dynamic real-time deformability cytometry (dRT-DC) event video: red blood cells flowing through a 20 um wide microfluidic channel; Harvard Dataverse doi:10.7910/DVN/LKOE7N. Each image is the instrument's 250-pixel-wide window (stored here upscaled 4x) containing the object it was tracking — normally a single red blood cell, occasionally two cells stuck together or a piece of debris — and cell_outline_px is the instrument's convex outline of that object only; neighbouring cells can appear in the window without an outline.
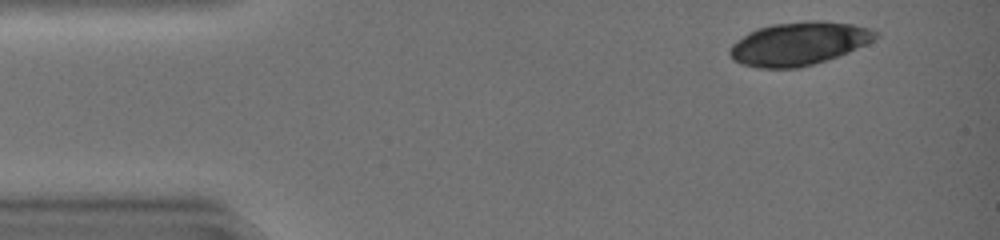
{"species": "common noctule bat (a hibernating species)", "species_latin": "Nyctalus noctula", "temperature_condition": "warm", "stored_images_in_passage": 42, "camera_frame_rate_fps": 3000, "um_per_image_px": 0.085, "animal": {"sex": "female", "body_mass_g": 19.0, "forearm_length_mm": 51.5}, "frame": {"image": 1, "passage_image": 1, "time_ms": 0.0, "image_size_px": [1000, 240], "cell_outline_px": [[880, 36], [848, 52], [800, 68], [756, 68], [740, 64], [732, 60], [728, 52], [732, 44], [748, 32], [756, 28], [772, 24], [804, 20], [824, 20], [852, 24], [868, 28], [876, 32]], "centroid_in_image_um": [67.83, 3.7], "position_along_channel_um": 17.2, "area_um2": 36.76}}